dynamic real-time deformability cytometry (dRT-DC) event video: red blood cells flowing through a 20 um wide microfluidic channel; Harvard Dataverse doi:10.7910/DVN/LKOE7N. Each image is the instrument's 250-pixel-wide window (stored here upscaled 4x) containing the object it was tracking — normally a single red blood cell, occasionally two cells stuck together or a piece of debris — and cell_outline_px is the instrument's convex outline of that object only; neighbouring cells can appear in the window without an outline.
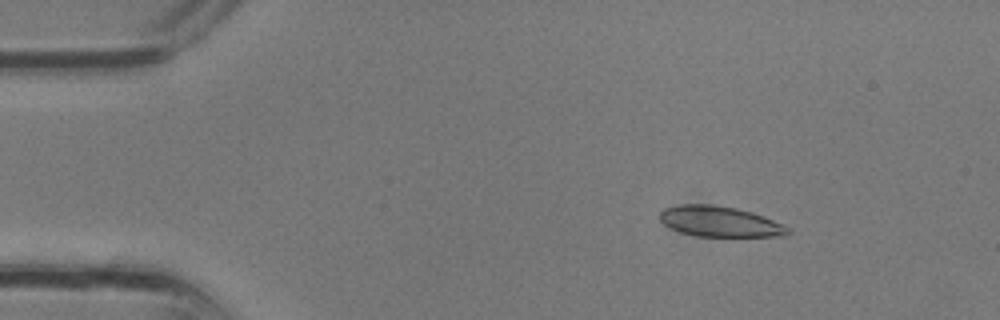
{"species": "common noctule bat (a hibernating species)", "species_latin": "Nyctalus noctula", "temperature_condition": "room temperature", "stored_images_in_passage": 33, "camera_frame_rate_fps": 3000, "um_per_image_px": 0.085, "animal": {"sex": "male", "body_mass_g": 13.3}, "frame": {"image": 1, "passage_image": 5, "time_ms": 1.333, "image_size_px": [1000, 320], "cell_outline_px": [[788, 232], [784, 236], [700, 236], [680, 232], [664, 224], [660, 220], [660, 212], [664, 208], [680, 204], [712, 204], [736, 208], [752, 212], [772, 220], [788, 228]], "centroid_in_image_um": [61.13, 18.82], "position_along_channel_um": 23.9, "area_um2": 22.43}}
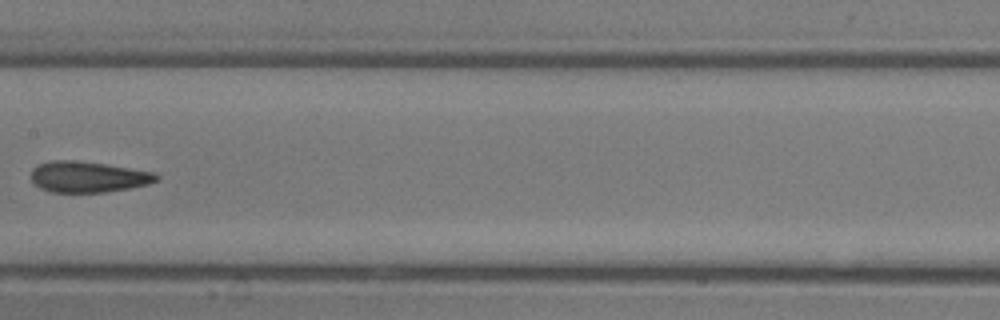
{"frame": {"image": 2, "passage_image": 17, "time_ms": 5.333, "image_size_px": [1000, 320], "cell_outline_px": [[160, 176], [156, 180], [148, 184], [128, 188], [104, 192], [52, 192], [40, 188], [32, 180], [32, 168], [36, 164], [52, 160], [72, 160], [104, 164], [156, 172]], "centroid_in_image_um": [7.47, 15.02], "position_along_channel_um": 199.9, "area_um2": 22.48}}
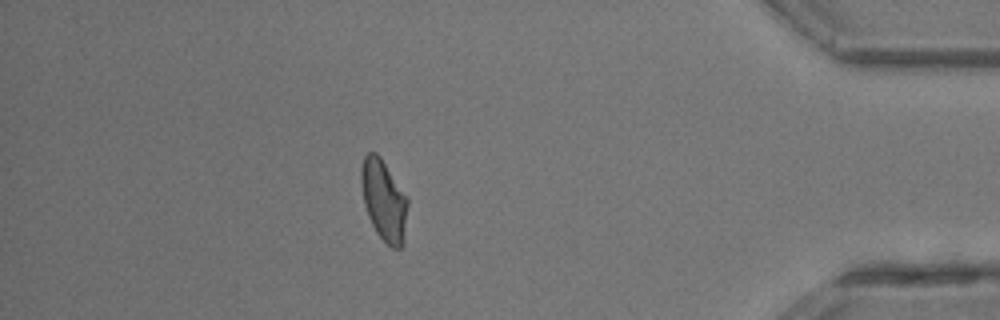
{"frame": {"image": 3, "passage_image": 29, "time_ms": 9.333, "image_size_px": [1000, 320], "cell_outline_px": [[408, 204], [404, 240], [400, 248], [392, 248], [376, 232], [368, 216], [364, 204], [360, 180], [360, 172], [364, 156], [368, 152], [376, 152], [380, 156], [408, 200]], "centroid_in_image_um": [32.61, 17.02], "position_along_channel_um": 402.6, "area_um2": 21.68}}